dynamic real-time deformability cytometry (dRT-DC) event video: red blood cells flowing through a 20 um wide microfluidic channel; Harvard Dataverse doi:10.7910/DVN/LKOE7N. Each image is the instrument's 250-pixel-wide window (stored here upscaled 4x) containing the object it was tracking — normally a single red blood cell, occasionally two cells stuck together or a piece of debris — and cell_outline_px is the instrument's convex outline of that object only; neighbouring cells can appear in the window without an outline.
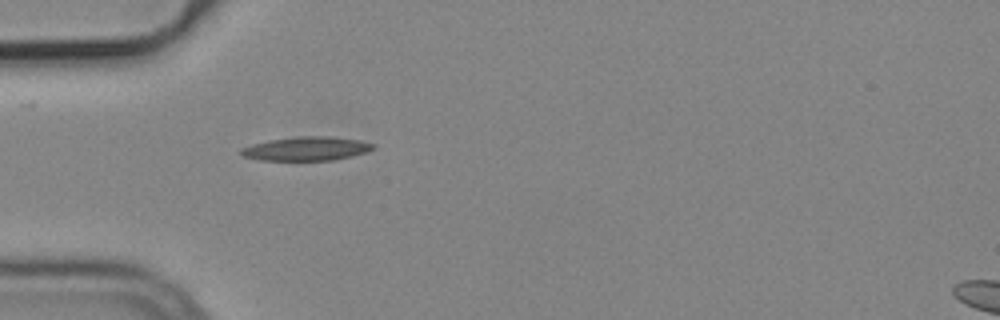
{"species": "common noctule bat (a hibernating species)", "species_latin": "Nyctalus noctula", "temperature_condition": "cold", "stored_images_in_passage": 5, "camera_frame_rate_fps": 3000, "um_per_image_px": 0.085, "animal": {"sex": "male", "body_mass_g": 19.2, "forearm_length_mm": 51.8}, "frame": {"image": 1, "passage_image": 2, "time_ms": 0.333, "image_size_px": [1000, 320], "cell_outline_px": [[376, 144], [372, 148], [364, 152], [352, 156], [332, 160], [260, 160], [240, 156], [240, 148], [252, 144], [268, 140], [300, 136], [332, 136], [360, 140]], "centroid_in_image_um": [26.0, 12.63], "position_along_channel_um": 59.0, "area_um2": 18.38}}